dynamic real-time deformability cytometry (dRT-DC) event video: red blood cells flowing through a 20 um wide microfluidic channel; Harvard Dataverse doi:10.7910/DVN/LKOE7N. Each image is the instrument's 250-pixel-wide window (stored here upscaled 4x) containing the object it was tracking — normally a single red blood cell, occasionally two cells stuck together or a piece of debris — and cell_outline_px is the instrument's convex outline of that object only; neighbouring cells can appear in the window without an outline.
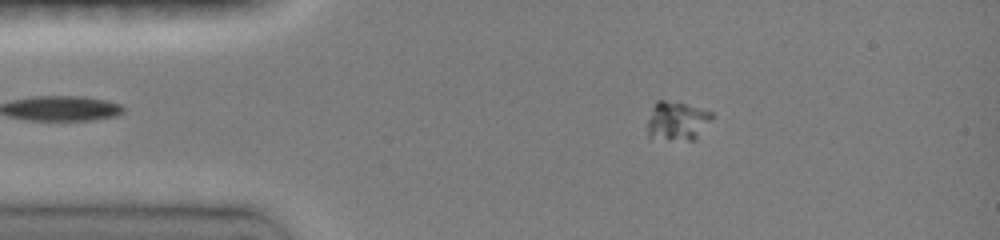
{"species": "common noctule bat (a hibernating species)", "species_latin": "Nyctalus noctula", "temperature_condition": "room temperature", "stored_images_in_passage": 46, "camera_frame_rate_fps": 3000, "um_per_image_px": 0.085, "animal": {"sex": "female", "body_mass_g": 19.0, "forearm_length_mm": 51.5}, "frame": {"image": 1, "passage_image": 8, "time_ms": 2.333, "image_size_px": [1000, 240], "cell_outline_px": [[712, 116], [696, 140], [648, 140], [648, 120], [652, 108], [656, 100], [664, 100], [684, 104], [712, 112]], "centroid_in_image_um": [57.49, 10.32], "position_along_channel_um": 27.5, "area_um2": 14.68}}
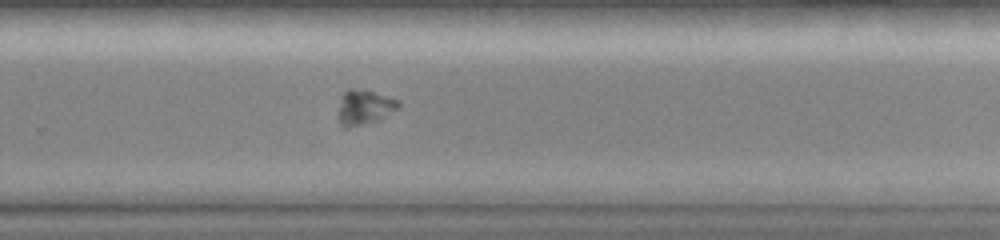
{"frame": {"image": 2, "passage_image": 31, "time_ms": 10.0, "image_size_px": [1000, 240], "cell_outline_px": [[400, 108], [380, 120], [344, 128], [340, 124], [336, 116], [336, 112], [344, 92], [348, 88], [352, 88], [372, 92], [388, 96], [400, 100]], "centroid_in_image_um": [30.97, 9.13], "position_along_channel_um": 298.8, "area_um2": 12.43}}
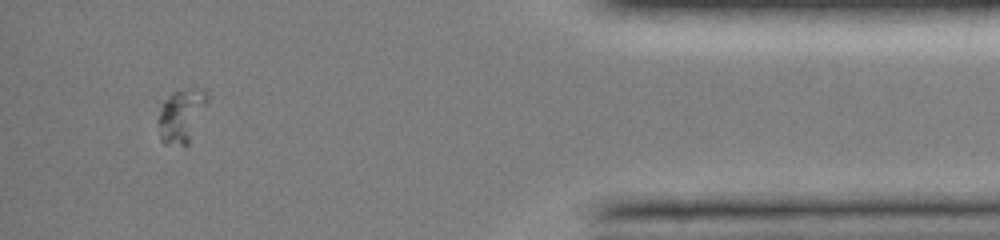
{"frame": {"image": 3, "passage_image": 43, "time_ms": 14.0, "image_size_px": [1000, 240], "cell_outline_px": [[208, 100], [188, 144], [164, 144], [160, 140], [156, 124], [156, 120], [160, 108], [164, 100], [172, 92], [192, 88], [204, 88], [208, 92]], "centroid_in_image_um": [15.37, 9.8], "position_along_channel_um": 419.8, "area_um2": 15.43}, "authors_computed_cell_mechanics": {"area_um2": 12.8894, "velocity_mm_per_s": 4.1068, "shape_relaxation_time_tau1_ms": 2.626, "shape_relaxation_time_tau2_ms": 1.1534, "deformation_change_tau1": 0.0951, "deformation_change_tau2": 0.0453}}